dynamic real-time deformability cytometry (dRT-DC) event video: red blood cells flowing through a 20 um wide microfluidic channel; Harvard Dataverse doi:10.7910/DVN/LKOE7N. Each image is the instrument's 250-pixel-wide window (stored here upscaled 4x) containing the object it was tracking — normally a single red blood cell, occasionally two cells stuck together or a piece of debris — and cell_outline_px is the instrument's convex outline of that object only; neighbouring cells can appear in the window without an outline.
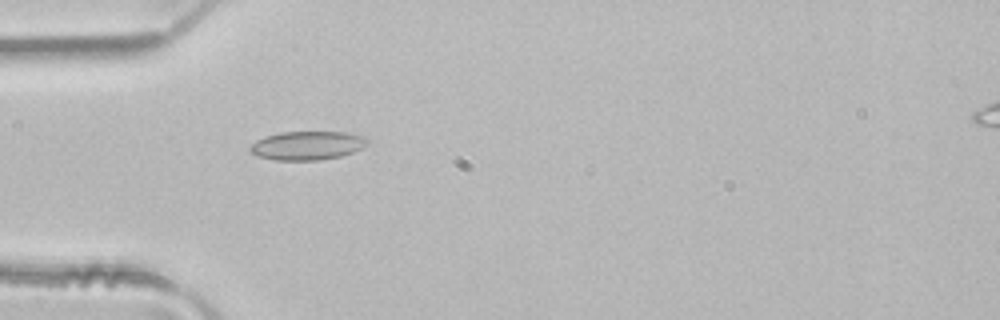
{"species": "common noctule bat (a hibernating species)", "species_latin": "Nyctalus noctula", "temperature_condition": "room temperature", "stored_images_in_passage": 4, "camera_frame_rate_fps": 3000, "um_per_image_px": 0.085, "animal": {"sex": "male", "body_mass_g": 21.5, "forearm_length_mm": 52.0}, "frame": {"image": 1, "passage_image": 4, "time_ms": 1.0, "image_size_px": [1000, 320], "cell_outline_px": [[368, 144], [352, 152], [340, 156], [316, 160], [276, 160], [256, 156], [248, 148], [256, 140], [264, 136], [280, 132], [344, 132], [368, 136]], "centroid_in_image_um": [26.11, 12.36], "position_along_channel_um": 58.9, "area_um2": 19.65}}